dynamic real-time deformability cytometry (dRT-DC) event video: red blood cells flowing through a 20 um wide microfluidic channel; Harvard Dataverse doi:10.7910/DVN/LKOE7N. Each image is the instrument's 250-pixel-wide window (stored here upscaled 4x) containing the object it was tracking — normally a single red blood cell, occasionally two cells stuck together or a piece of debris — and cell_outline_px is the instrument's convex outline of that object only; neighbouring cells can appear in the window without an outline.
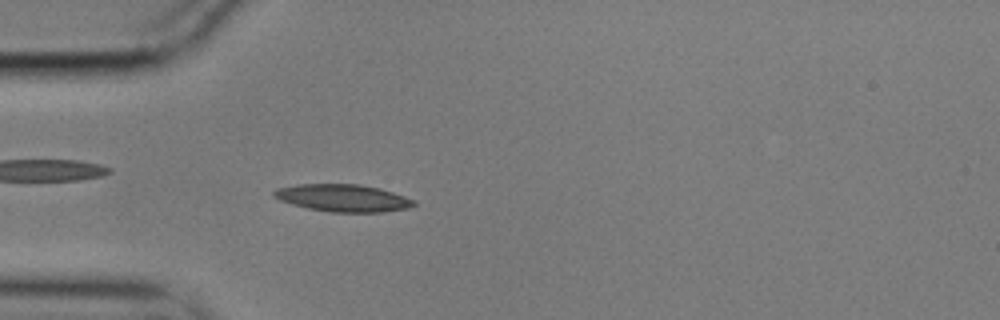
{"species": "common noctule bat (a hibernating species)", "species_latin": "Nyctalus noctula", "temperature_condition": "cold", "stored_images_in_passage": 46, "camera_frame_rate_fps": 3000, "um_per_image_px": 0.085, "animal": {"sex": "male", "body_mass_g": 17.9}, "frame": {"image": 1, "passage_image": 6, "time_ms": 1.667, "image_size_px": [1000, 320], "cell_outline_px": [[416, 204], [408, 208], [380, 212], [332, 212], [308, 208], [292, 204], [280, 200], [272, 196], [272, 192], [276, 188], [300, 184], [360, 184], [380, 188], [404, 196], [412, 200]], "centroid_in_image_um": [29.12, 16.82], "position_along_channel_um": 55.9, "area_um2": 22.14}}
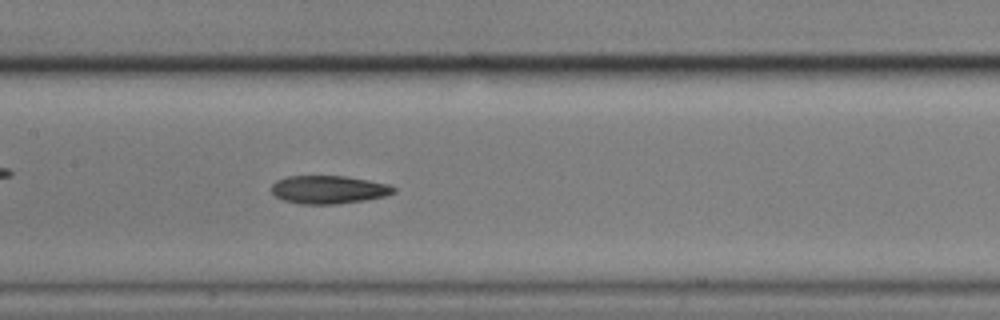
{"frame": {"image": 2, "passage_image": 17, "time_ms": 5.333, "image_size_px": [1000, 320], "cell_outline_px": [[396, 192], [384, 196], [364, 200], [336, 204], [300, 204], [284, 200], [276, 196], [272, 192], [272, 184], [276, 180], [288, 176], [344, 176], [368, 180], [388, 184], [396, 188]], "centroid_in_image_um": [27.93, 16.11], "position_along_channel_um": 179.5, "area_um2": 19.94}}
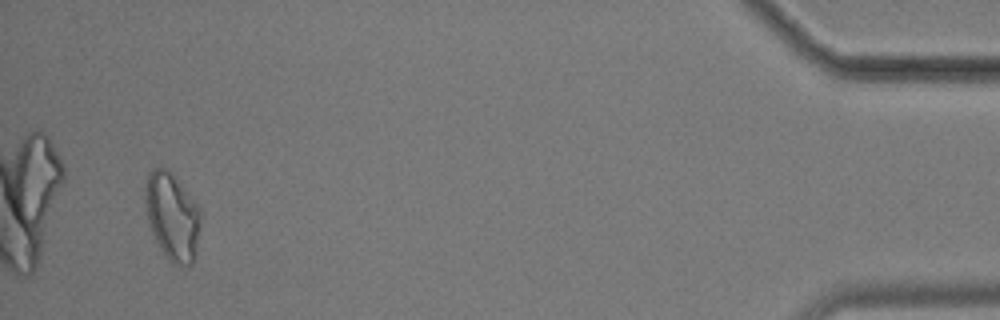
{"frame": {"image": 3, "passage_image": 44, "time_ms": 14.333, "image_size_px": [1000, 320], "cell_outline_px": [[200, 224], [196, 252], [192, 264], [188, 268], [172, 264], [168, 260], [160, 248], [148, 224], [144, 200], [144, 192], [148, 176], [156, 168], [168, 168], [200, 208]], "centroid_in_image_um": [14.64, 18.45], "position_along_channel_um": 420.6, "area_um2": 28.32}, "authors_computed_cell_mechanics": {"area_um2": 20.6635, "velocity_mm_per_s": 3.5058, "shape_relaxation_time_tau1_ms": 6.7543, "shape_relaxation_time_tau2_ms": 5.0276, "deformation_change_tau1": 0.1883, "deformation_change_tau2": 0.1459}}